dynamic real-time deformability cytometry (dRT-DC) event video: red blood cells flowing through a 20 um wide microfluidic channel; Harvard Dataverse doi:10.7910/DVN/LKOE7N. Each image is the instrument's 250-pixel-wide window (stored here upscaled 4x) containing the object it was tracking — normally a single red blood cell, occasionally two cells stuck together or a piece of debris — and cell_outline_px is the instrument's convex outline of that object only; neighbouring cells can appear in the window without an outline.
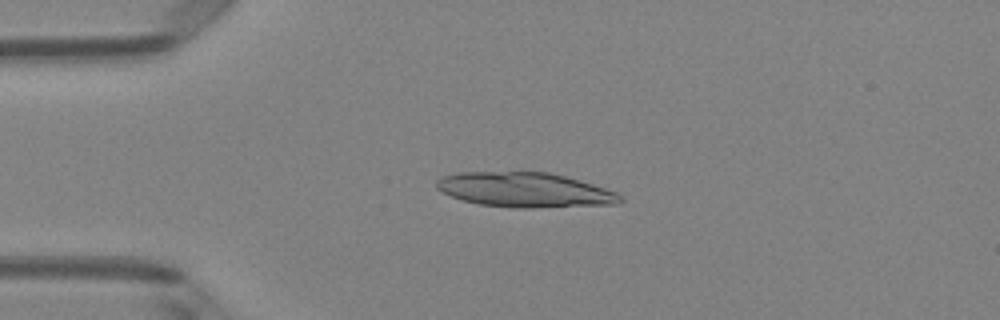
{"species": "Egyptian fruit bat (a non-hibernating species)", "species_latin": "Rousettus aegyptiacus", "temperature_condition": "room temperature", "stored_images_in_passage": 4, "camera_frame_rate_fps": 3000, "um_per_image_px": 0.085, "animal": {"sex": "female"}, "frame": {"image": 1, "passage_image": 3, "time_ms": 0.667, "image_size_px": [1000, 320], "cell_outline_px": [[624, 200], [620, 204], [532, 208], [512, 208], [480, 204], [460, 200], [440, 192], [436, 188], [436, 180], [444, 176], [456, 172], [548, 172], [580, 180], [616, 192]], "centroid_in_image_um": [44.58, 16.15], "position_along_channel_um": 40.4, "area_um2": 37.4}}